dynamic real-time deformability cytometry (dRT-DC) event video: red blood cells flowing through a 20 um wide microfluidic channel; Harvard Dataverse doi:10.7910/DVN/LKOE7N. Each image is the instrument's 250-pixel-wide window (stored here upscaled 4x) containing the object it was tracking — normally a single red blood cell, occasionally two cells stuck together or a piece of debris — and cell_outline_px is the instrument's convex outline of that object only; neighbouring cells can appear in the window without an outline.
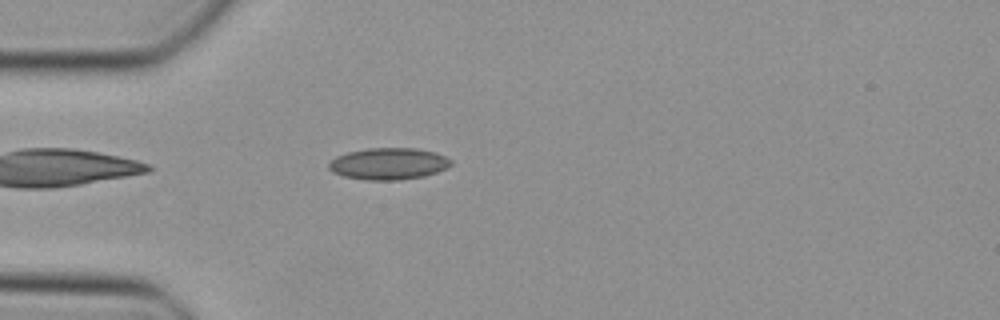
{"species": "Egyptian fruit bat (a non-hibernating species)", "species_latin": "Rousettus aegyptiacus", "temperature_condition": "cold", "stored_images_in_passage": 35, "camera_frame_rate_fps": 3000, "um_per_image_px": 0.085, "animal": {"sex": "female"}, "frame": {"image": 1, "passage_image": 1, "time_ms": 0.0, "image_size_px": [1000, 320], "cell_outline_px": [[452, 164], [448, 168], [424, 176], [400, 180], [368, 180], [344, 176], [332, 172], [328, 168], [328, 164], [336, 156], [348, 152], [368, 148], [416, 148], [436, 152], [452, 160]], "centroid_in_image_um": [33.04, 13.91], "position_along_channel_um": 52.0, "area_um2": 22.66}}
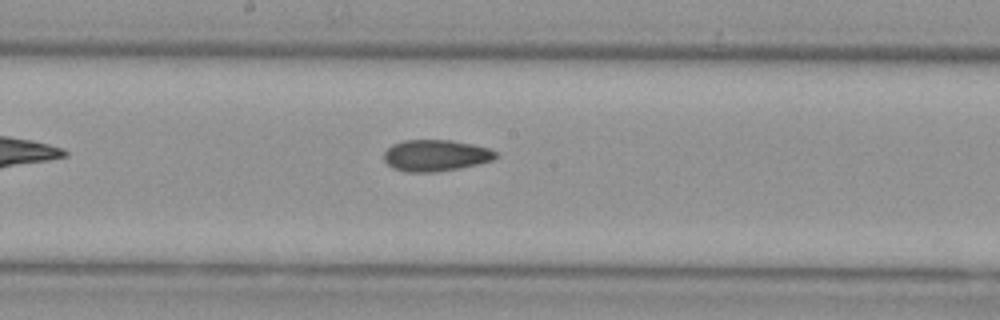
{"frame": {"image": 2, "passage_image": 13, "time_ms": 4.0, "image_size_px": [1000, 320], "cell_outline_px": [[496, 156], [492, 160], [476, 164], [436, 172], [408, 172], [392, 168], [384, 160], [384, 152], [392, 144], [404, 140], [452, 140], [472, 144], [488, 148], [496, 152]], "centroid_in_image_um": [36.98, 13.21], "position_along_channel_um": 211.2, "area_um2": 20.29}}
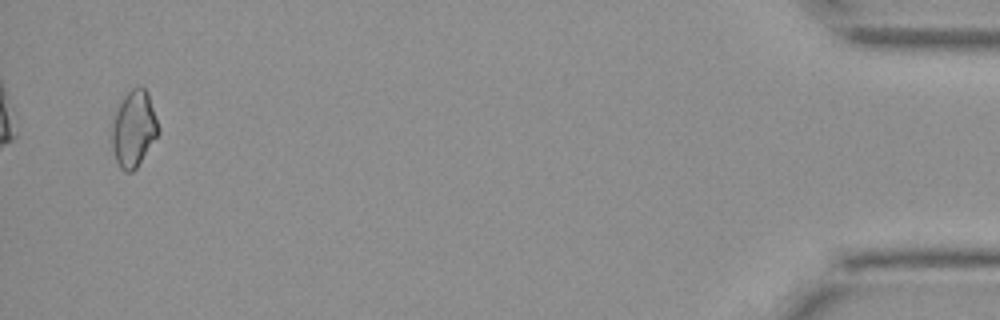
{"frame": {"image": 3, "passage_image": 34, "time_ms": 11.0, "image_size_px": [1000, 320], "cell_outline_px": [[160, 132], [136, 168], [132, 172], [124, 172], [120, 168], [116, 160], [108, 136], [116, 104], [132, 88], [144, 88], [148, 92], [160, 128]], "centroid_in_image_um": [11.32, 10.95], "position_along_channel_um": 423.9, "area_um2": 21.27}}